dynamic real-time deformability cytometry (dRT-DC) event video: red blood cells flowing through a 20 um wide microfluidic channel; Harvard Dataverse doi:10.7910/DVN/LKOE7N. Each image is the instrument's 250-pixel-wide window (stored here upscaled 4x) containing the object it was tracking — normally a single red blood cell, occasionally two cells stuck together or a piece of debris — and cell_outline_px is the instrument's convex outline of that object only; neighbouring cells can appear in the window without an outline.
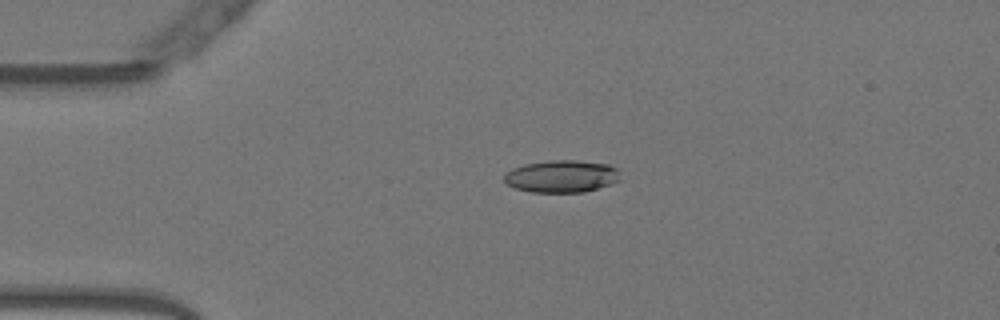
{"species": "Egyptian fruit bat (a non-hibernating species)", "species_latin": "Rousettus aegyptiacus", "temperature_condition": "warm", "stored_images_in_passage": 40, "camera_frame_rate_fps": 3000, "um_per_image_px": 0.085, "animal": {"sex": "female"}, "frame": {"image": 1, "passage_image": 3, "time_ms": 0.667, "image_size_px": [1000, 320], "cell_outline_px": [[620, 180], [584, 192], [532, 192], [516, 188], [504, 184], [504, 172], [512, 168], [524, 164], [548, 160], [576, 160], [608, 164], [616, 168]], "centroid_in_image_um": [47.67, 14.98], "position_along_channel_um": 37.3, "area_um2": 21.85}}
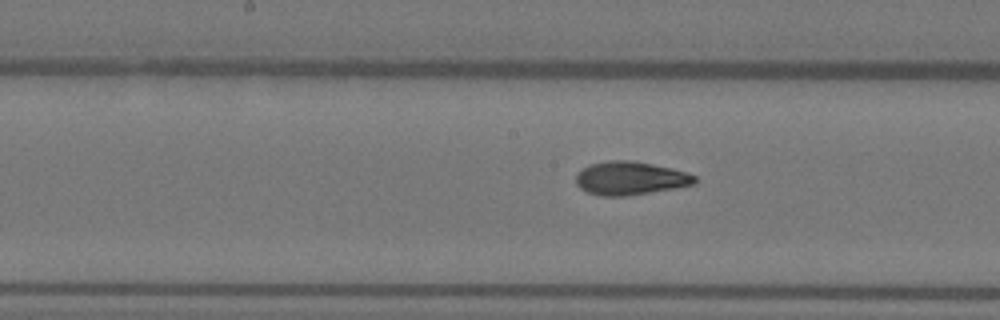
{"frame": {"image": 2, "passage_image": 18, "time_ms": 5.667, "image_size_px": [1000, 320], "cell_outline_px": [[696, 184], [624, 196], [600, 196], [588, 192], [580, 188], [576, 184], [576, 172], [588, 164], [608, 160], [632, 160], [672, 168], [688, 172], [696, 176]], "centroid_in_image_um": [53.54, 15.13], "position_along_channel_um": 194.7, "area_um2": 23.18}}
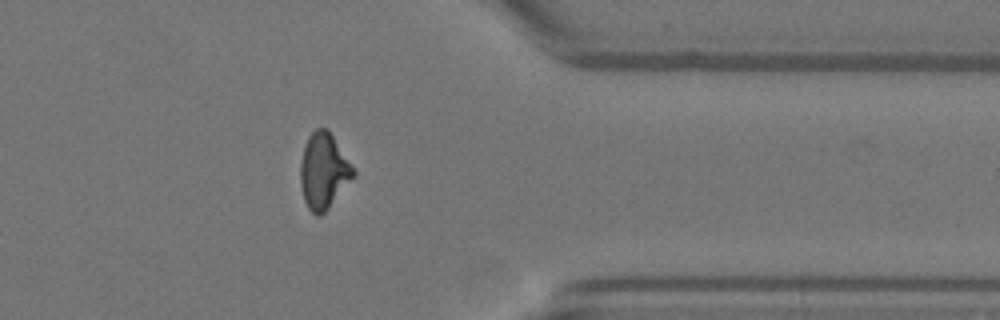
{"frame": {"image": 3, "passage_image": 34, "time_ms": 11.0, "image_size_px": [1000, 320], "cell_outline_px": [[356, 176], [328, 208], [320, 216], [316, 216], [308, 208], [304, 200], [300, 184], [300, 164], [304, 148], [308, 136], [316, 128], [328, 128], [356, 172]], "centroid_in_image_um": [27.51, 14.54], "position_along_channel_um": 383.9, "area_um2": 23.35}, "authors_computed_cell_mechanics": {"area_um2": 22.831, "velocity_mm_per_s": 3.8124, "shape_relaxation_time_tau1_ms": 7.2029, "shape_relaxation_time_tau2_ms": 1.3682, "deformation_change_tau1": 0.2304, "deformation_change_tau2": 0.0754}}